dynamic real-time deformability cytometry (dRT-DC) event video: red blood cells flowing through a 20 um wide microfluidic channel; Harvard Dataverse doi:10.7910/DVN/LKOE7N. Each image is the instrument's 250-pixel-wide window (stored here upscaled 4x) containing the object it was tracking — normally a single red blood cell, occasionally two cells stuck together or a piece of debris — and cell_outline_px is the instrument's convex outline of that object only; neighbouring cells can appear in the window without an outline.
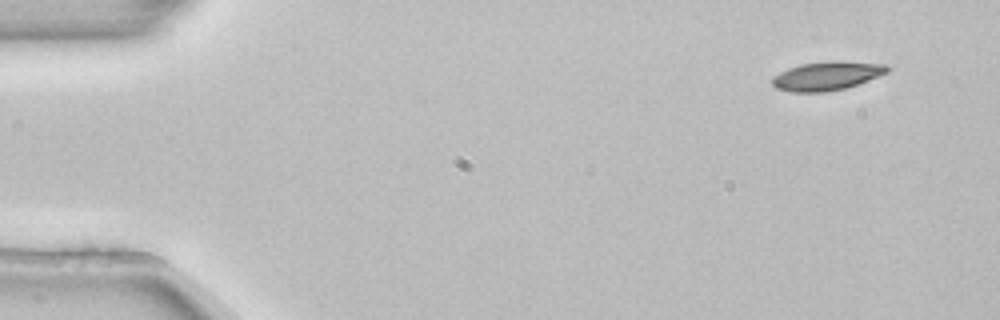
{"species": "common noctule bat (a hibernating species)", "species_latin": "Nyctalus noctula", "temperature_condition": "room temperature", "stored_images_in_passage": 3, "camera_frame_rate_fps": 3000, "um_per_image_px": 0.085, "animal": {"sex": "female", "body_mass_g": 22.7, "forearm_length_mm": 54.2}, "frame": {"image": 1, "passage_image": 1, "time_ms": 0.0, "image_size_px": [1000, 320], "cell_outline_px": [[892, 68], [888, 72], [868, 80], [844, 88], [824, 92], [792, 92], [776, 88], [772, 84], [772, 76], [788, 68], [800, 64], [832, 60], [836, 60], [888, 64]], "centroid_in_image_um": [70.3, 6.43], "position_along_channel_um": 14.7, "area_um2": 19.42}}